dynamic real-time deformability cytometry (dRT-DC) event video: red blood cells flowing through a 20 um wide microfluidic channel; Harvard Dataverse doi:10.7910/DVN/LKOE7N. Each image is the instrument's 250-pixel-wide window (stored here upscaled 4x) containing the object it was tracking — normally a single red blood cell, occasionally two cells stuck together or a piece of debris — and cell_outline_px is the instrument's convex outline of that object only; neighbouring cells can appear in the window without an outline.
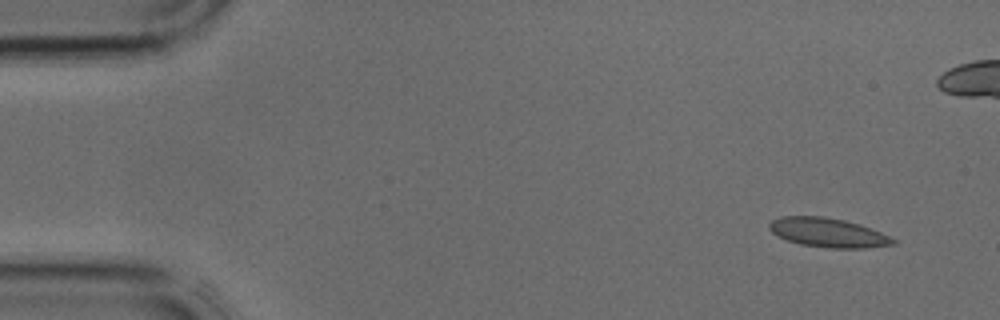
{"species": "common noctule bat (a hibernating species)", "species_latin": "Nyctalus noctula", "temperature_condition": "cold", "stored_images_in_passage": 3, "camera_frame_rate_fps": 3000, "um_per_image_px": 0.085, "animal": {"sex": "male", "body_mass_g": 17.9, "forearm_length_mm": 54.2}, "frame": {"image": 1, "passage_image": 1, "time_ms": 0.0, "image_size_px": [1000, 320], "cell_outline_px": [[896, 244], [864, 248], [828, 248], [800, 244], [788, 240], [772, 232], [768, 228], [768, 224], [772, 220], [780, 216], [824, 216], [844, 220], [860, 224], [880, 232], [896, 240]], "centroid_in_image_um": [70.37, 19.76], "position_along_channel_um": 14.6, "area_um2": 20.98}}